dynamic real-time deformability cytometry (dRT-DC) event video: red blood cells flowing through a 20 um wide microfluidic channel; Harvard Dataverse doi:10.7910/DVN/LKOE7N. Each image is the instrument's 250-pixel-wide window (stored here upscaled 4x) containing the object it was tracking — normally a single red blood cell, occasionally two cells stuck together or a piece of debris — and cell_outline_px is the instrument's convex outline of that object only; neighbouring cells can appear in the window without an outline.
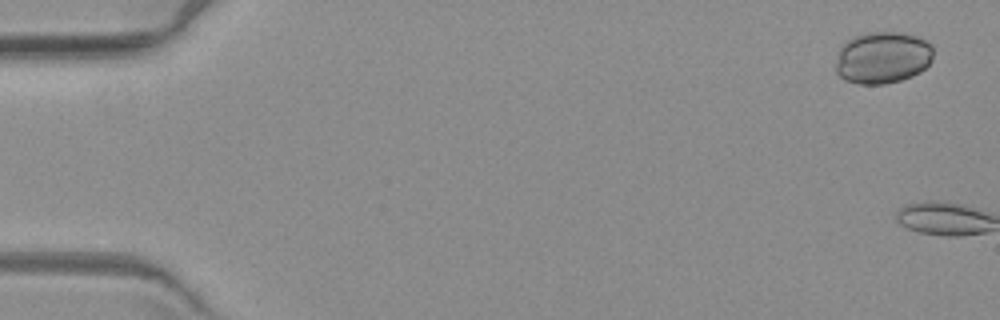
{"species": "common noctule bat (a hibernating species)", "species_latin": "Nyctalus noctula", "temperature_condition": "warm", "stored_images_in_passage": 7, "camera_frame_rate_fps": 3000, "um_per_image_px": 0.085, "animal": {"sex": "female", "body_mass_g": 19.3, "forearm_length_mm": 54.1}, "frame": {"image": 1, "passage_image": 1, "time_ms": 0.0, "image_size_px": [1000, 320], "cell_outline_px": [[932, 60], [920, 72], [912, 76], [900, 80], [884, 84], [860, 84], [844, 80], [836, 72], [836, 64], [840, 48], [852, 36], [864, 32], [900, 32], [916, 36], [932, 44]], "centroid_in_image_um": [75.01, 4.89], "position_along_channel_um": 10.0, "area_um2": 29.59}}